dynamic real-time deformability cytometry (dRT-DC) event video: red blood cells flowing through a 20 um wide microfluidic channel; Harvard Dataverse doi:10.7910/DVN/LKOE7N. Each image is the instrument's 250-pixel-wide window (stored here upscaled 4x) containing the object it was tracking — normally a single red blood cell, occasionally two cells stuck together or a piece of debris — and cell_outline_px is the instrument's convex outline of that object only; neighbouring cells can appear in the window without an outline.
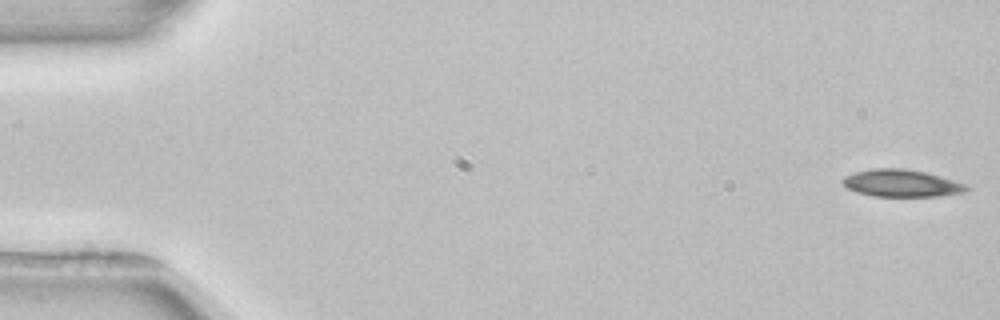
{"species": "common noctule bat (a hibernating species)", "species_latin": "Nyctalus noctula", "temperature_condition": "room temperature", "stored_images_in_passage": 6, "camera_frame_rate_fps": 3000, "um_per_image_px": 0.085, "animal": {"sex": "female", "body_mass_g": 22.7, "forearm_length_mm": 54.2}, "frame": {"image": 1, "passage_image": 1, "time_ms": 0.0, "image_size_px": [1000, 320], "cell_outline_px": [[968, 188], [964, 192], [940, 196], [872, 196], [856, 192], [848, 188], [840, 180], [844, 176], [856, 172], [872, 168], [904, 168], [924, 172], [940, 176], [964, 184]], "centroid_in_image_um": [76.57, 15.57], "position_along_channel_um": 8.4, "area_um2": 19.48}}
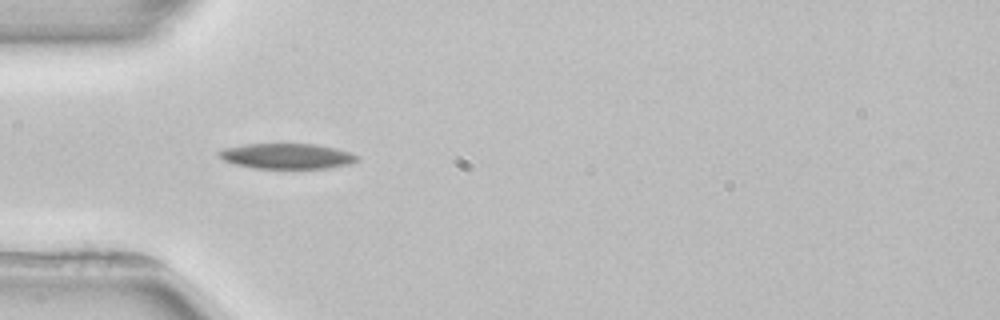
{"frame": {"image": 2, "passage_image": 5, "time_ms": 5.0, "image_size_px": [1000, 320], "cell_outline_px": [[360, 160], [352, 164], [328, 168], [252, 168], [236, 164], [224, 160], [216, 156], [216, 152], [224, 148], [244, 144], [316, 144], [348, 152], [360, 156]], "centroid_in_image_um": [24.38, 13.27], "position_along_channel_um": 60.6, "area_um2": 20.52}}